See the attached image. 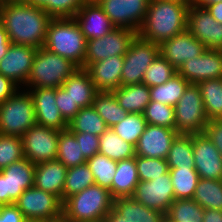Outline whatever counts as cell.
I'll use <instances>...</instances> for the list:
<instances>
[{
    "label": "cell",
    "mask_w": 222,
    "mask_h": 222,
    "mask_svg": "<svg viewBox=\"0 0 222 222\" xmlns=\"http://www.w3.org/2000/svg\"><path fill=\"white\" fill-rule=\"evenodd\" d=\"M97 3L117 28H128L134 32L142 26L149 0H99Z\"/></svg>",
    "instance_id": "13"
},
{
    "label": "cell",
    "mask_w": 222,
    "mask_h": 222,
    "mask_svg": "<svg viewBox=\"0 0 222 222\" xmlns=\"http://www.w3.org/2000/svg\"><path fill=\"white\" fill-rule=\"evenodd\" d=\"M222 0H192V5L199 8H206L209 5L221 2Z\"/></svg>",
    "instance_id": "56"
},
{
    "label": "cell",
    "mask_w": 222,
    "mask_h": 222,
    "mask_svg": "<svg viewBox=\"0 0 222 222\" xmlns=\"http://www.w3.org/2000/svg\"><path fill=\"white\" fill-rule=\"evenodd\" d=\"M165 215L137 202L133 197L113 200L112 210L103 222H164Z\"/></svg>",
    "instance_id": "20"
},
{
    "label": "cell",
    "mask_w": 222,
    "mask_h": 222,
    "mask_svg": "<svg viewBox=\"0 0 222 222\" xmlns=\"http://www.w3.org/2000/svg\"><path fill=\"white\" fill-rule=\"evenodd\" d=\"M204 133L211 142L218 148L222 155V119L209 120Z\"/></svg>",
    "instance_id": "49"
},
{
    "label": "cell",
    "mask_w": 222,
    "mask_h": 222,
    "mask_svg": "<svg viewBox=\"0 0 222 222\" xmlns=\"http://www.w3.org/2000/svg\"><path fill=\"white\" fill-rule=\"evenodd\" d=\"M87 0H50L52 18H71L81 9Z\"/></svg>",
    "instance_id": "46"
},
{
    "label": "cell",
    "mask_w": 222,
    "mask_h": 222,
    "mask_svg": "<svg viewBox=\"0 0 222 222\" xmlns=\"http://www.w3.org/2000/svg\"><path fill=\"white\" fill-rule=\"evenodd\" d=\"M47 222V221H46ZM48 222H69L68 220L64 219L63 217L58 220L48 221Z\"/></svg>",
    "instance_id": "58"
},
{
    "label": "cell",
    "mask_w": 222,
    "mask_h": 222,
    "mask_svg": "<svg viewBox=\"0 0 222 222\" xmlns=\"http://www.w3.org/2000/svg\"><path fill=\"white\" fill-rule=\"evenodd\" d=\"M36 50L32 46L11 43L0 60V74L13 81L19 88L22 86L24 89L23 86H26Z\"/></svg>",
    "instance_id": "17"
},
{
    "label": "cell",
    "mask_w": 222,
    "mask_h": 222,
    "mask_svg": "<svg viewBox=\"0 0 222 222\" xmlns=\"http://www.w3.org/2000/svg\"><path fill=\"white\" fill-rule=\"evenodd\" d=\"M193 199L204 209L222 210V179L200 178Z\"/></svg>",
    "instance_id": "37"
},
{
    "label": "cell",
    "mask_w": 222,
    "mask_h": 222,
    "mask_svg": "<svg viewBox=\"0 0 222 222\" xmlns=\"http://www.w3.org/2000/svg\"><path fill=\"white\" fill-rule=\"evenodd\" d=\"M26 220L53 221L62 218L63 202L55 195L31 187L14 203Z\"/></svg>",
    "instance_id": "9"
},
{
    "label": "cell",
    "mask_w": 222,
    "mask_h": 222,
    "mask_svg": "<svg viewBox=\"0 0 222 222\" xmlns=\"http://www.w3.org/2000/svg\"><path fill=\"white\" fill-rule=\"evenodd\" d=\"M19 89L13 81L0 74V104L10 98Z\"/></svg>",
    "instance_id": "51"
},
{
    "label": "cell",
    "mask_w": 222,
    "mask_h": 222,
    "mask_svg": "<svg viewBox=\"0 0 222 222\" xmlns=\"http://www.w3.org/2000/svg\"><path fill=\"white\" fill-rule=\"evenodd\" d=\"M175 108V130L178 134L193 135L204 133L208 123L200 87L189 84Z\"/></svg>",
    "instance_id": "7"
},
{
    "label": "cell",
    "mask_w": 222,
    "mask_h": 222,
    "mask_svg": "<svg viewBox=\"0 0 222 222\" xmlns=\"http://www.w3.org/2000/svg\"><path fill=\"white\" fill-rule=\"evenodd\" d=\"M203 222H222V210L204 209Z\"/></svg>",
    "instance_id": "53"
},
{
    "label": "cell",
    "mask_w": 222,
    "mask_h": 222,
    "mask_svg": "<svg viewBox=\"0 0 222 222\" xmlns=\"http://www.w3.org/2000/svg\"><path fill=\"white\" fill-rule=\"evenodd\" d=\"M177 135L175 129L147 124L135 146V154L141 157L166 159L172 141Z\"/></svg>",
    "instance_id": "19"
},
{
    "label": "cell",
    "mask_w": 222,
    "mask_h": 222,
    "mask_svg": "<svg viewBox=\"0 0 222 222\" xmlns=\"http://www.w3.org/2000/svg\"><path fill=\"white\" fill-rule=\"evenodd\" d=\"M60 131L41 125H34L22 136L24 158L35 165L56 160Z\"/></svg>",
    "instance_id": "12"
},
{
    "label": "cell",
    "mask_w": 222,
    "mask_h": 222,
    "mask_svg": "<svg viewBox=\"0 0 222 222\" xmlns=\"http://www.w3.org/2000/svg\"><path fill=\"white\" fill-rule=\"evenodd\" d=\"M79 67L44 47L36 50L26 88H58Z\"/></svg>",
    "instance_id": "5"
},
{
    "label": "cell",
    "mask_w": 222,
    "mask_h": 222,
    "mask_svg": "<svg viewBox=\"0 0 222 222\" xmlns=\"http://www.w3.org/2000/svg\"><path fill=\"white\" fill-rule=\"evenodd\" d=\"M80 108L90 107L99 92L90 75L83 68H78L61 86Z\"/></svg>",
    "instance_id": "26"
},
{
    "label": "cell",
    "mask_w": 222,
    "mask_h": 222,
    "mask_svg": "<svg viewBox=\"0 0 222 222\" xmlns=\"http://www.w3.org/2000/svg\"><path fill=\"white\" fill-rule=\"evenodd\" d=\"M55 100L61 116L67 123L71 121L81 109L62 87L55 88Z\"/></svg>",
    "instance_id": "47"
},
{
    "label": "cell",
    "mask_w": 222,
    "mask_h": 222,
    "mask_svg": "<svg viewBox=\"0 0 222 222\" xmlns=\"http://www.w3.org/2000/svg\"><path fill=\"white\" fill-rule=\"evenodd\" d=\"M86 45L87 40L74 17L51 19L47 28L45 49L71 60L82 68Z\"/></svg>",
    "instance_id": "4"
},
{
    "label": "cell",
    "mask_w": 222,
    "mask_h": 222,
    "mask_svg": "<svg viewBox=\"0 0 222 222\" xmlns=\"http://www.w3.org/2000/svg\"><path fill=\"white\" fill-rule=\"evenodd\" d=\"M175 199H193L199 175L195 167L169 168Z\"/></svg>",
    "instance_id": "36"
},
{
    "label": "cell",
    "mask_w": 222,
    "mask_h": 222,
    "mask_svg": "<svg viewBox=\"0 0 222 222\" xmlns=\"http://www.w3.org/2000/svg\"><path fill=\"white\" fill-rule=\"evenodd\" d=\"M160 54L176 69L187 60L199 57L205 46L187 30L159 45Z\"/></svg>",
    "instance_id": "21"
},
{
    "label": "cell",
    "mask_w": 222,
    "mask_h": 222,
    "mask_svg": "<svg viewBox=\"0 0 222 222\" xmlns=\"http://www.w3.org/2000/svg\"><path fill=\"white\" fill-rule=\"evenodd\" d=\"M168 1H177V2H180V3H185L187 5L192 4V0H168Z\"/></svg>",
    "instance_id": "57"
},
{
    "label": "cell",
    "mask_w": 222,
    "mask_h": 222,
    "mask_svg": "<svg viewBox=\"0 0 222 222\" xmlns=\"http://www.w3.org/2000/svg\"><path fill=\"white\" fill-rule=\"evenodd\" d=\"M26 218L15 204L2 205L0 208V222H25Z\"/></svg>",
    "instance_id": "50"
},
{
    "label": "cell",
    "mask_w": 222,
    "mask_h": 222,
    "mask_svg": "<svg viewBox=\"0 0 222 222\" xmlns=\"http://www.w3.org/2000/svg\"><path fill=\"white\" fill-rule=\"evenodd\" d=\"M164 222H173V221H170V220L165 216Z\"/></svg>",
    "instance_id": "60"
},
{
    "label": "cell",
    "mask_w": 222,
    "mask_h": 222,
    "mask_svg": "<svg viewBox=\"0 0 222 222\" xmlns=\"http://www.w3.org/2000/svg\"><path fill=\"white\" fill-rule=\"evenodd\" d=\"M136 166L139 181L154 180L169 172L166 159L149 158L136 155Z\"/></svg>",
    "instance_id": "45"
},
{
    "label": "cell",
    "mask_w": 222,
    "mask_h": 222,
    "mask_svg": "<svg viewBox=\"0 0 222 222\" xmlns=\"http://www.w3.org/2000/svg\"><path fill=\"white\" fill-rule=\"evenodd\" d=\"M143 116L147 124L175 129V108L157 101H150Z\"/></svg>",
    "instance_id": "43"
},
{
    "label": "cell",
    "mask_w": 222,
    "mask_h": 222,
    "mask_svg": "<svg viewBox=\"0 0 222 222\" xmlns=\"http://www.w3.org/2000/svg\"><path fill=\"white\" fill-rule=\"evenodd\" d=\"M35 164L27 158L11 163L0 171V204H14L20 195L34 186Z\"/></svg>",
    "instance_id": "10"
},
{
    "label": "cell",
    "mask_w": 222,
    "mask_h": 222,
    "mask_svg": "<svg viewBox=\"0 0 222 222\" xmlns=\"http://www.w3.org/2000/svg\"><path fill=\"white\" fill-rule=\"evenodd\" d=\"M166 161L169 168L195 167L193 135L178 134L172 141Z\"/></svg>",
    "instance_id": "31"
},
{
    "label": "cell",
    "mask_w": 222,
    "mask_h": 222,
    "mask_svg": "<svg viewBox=\"0 0 222 222\" xmlns=\"http://www.w3.org/2000/svg\"><path fill=\"white\" fill-rule=\"evenodd\" d=\"M189 84L186 79L177 73L166 83L149 87L151 100L175 106Z\"/></svg>",
    "instance_id": "33"
},
{
    "label": "cell",
    "mask_w": 222,
    "mask_h": 222,
    "mask_svg": "<svg viewBox=\"0 0 222 222\" xmlns=\"http://www.w3.org/2000/svg\"><path fill=\"white\" fill-rule=\"evenodd\" d=\"M110 191L97 184L63 201L62 217L69 222H101L113 208Z\"/></svg>",
    "instance_id": "3"
},
{
    "label": "cell",
    "mask_w": 222,
    "mask_h": 222,
    "mask_svg": "<svg viewBox=\"0 0 222 222\" xmlns=\"http://www.w3.org/2000/svg\"><path fill=\"white\" fill-rule=\"evenodd\" d=\"M51 19L44 9L19 0H8L0 5V21L12 44L44 47Z\"/></svg>",
    "instance_id": "1"
},
{
    "label": "cell",
    "mask_w": 222,
    "mask_h": 222,
    "mask_svg": "<svg viewBox=\"0 0 222 222\" xmlns=\"http://www.w3.org/2000/svg\"><path fill=\"white\" fill-rule=\"evenodd\" d=\"M147 122L143 114L128 113L119 123L112 126V130L124 141L136 146L141 134L146 128Z\"/></svg>",
    "instance_id": "41"
},
{
    "label": "cell",
    "mask_w": 222,
    "mask_h": 222,
    "mask_svg": "<svg viewBox=\"0 0 222 222\" xmlns=\"http://www.w3.org/2000/svg\"><path fill=\"white\" fill-rule=\"evenodd\" d=\"M211 16L222 24V1L206 7Z\"/></svg>",
    "instance_id": "54"
},
{
    "label": "cell",
    "mask_w": 222,
    "mask_h": 222,
    "mask_svg": "<svg viewBox=\"0 0 222 222\" xmlns=\"http://www.w3.org/2000/svg\"><path fill=\"white\" fill-rule=\"evenodd\" d=\"M92 106L109 128L119 123L128 114L119 105L113 92L99 91L95 96Z\"/></svg>",
    "instance_id": "32"
},
{
    "label": "cell",
    "mask_w": 222,
    "mask_h": 222,
    "mask_svg": "<svg viewBox=\"0 0 222 222\" xmlns=\"http://www.w3.org/2000/svg\"><path fill=\"white\" fill-rule=\"evenodd\" d=\"M72 133L80 143L81 152L86 160L99 153V136L82 132Z\"/></svg>",
    "instance_id": "48"
},
{
    "label": "cell",
    "mask_w": 222,
    "mask_h": 222,
    "mask_svg": "<svg viewBox=\"0 0 222 222\" xmlns=\"http://www.w3.org/2000/svg\"><path fill=\"white\" fill-rule=\"evenodd\" d=\"M93 184H95V179L87 163L68 168L64 184L63 201Z\"/></svg>",
    "instance_id": "38"
},
{
    "label": "cell",
    "mask_w": 222,
    "mask_h": 222,
    "mask_svg": "<svg viewBox=\"0 0 222 222\" xmlns=\"http://www.w3.org/2000/svg\"><path fill=\"white\" fill-rule=\"evenodd\" d=\"M23 158L21 137L0 134V171Z\"/></svg>",
    "instance_id": "44"
},
{
    "label": "cell",
    "mask_w": 222,
    "mask_h": 222,
    "mask_svg": "<svg viewBox=\"0 0 222 222\" xmlns=\"http://www.w3.org/2000/svg\"><path fill=\"white\" fill-rule=\"evenodd\" d=\"M177 70L161 55L148 66L144 73L142 83L148 87H154L166 83Z\"/></svg>",
    "instance_id": "42"
},
{
    "label": "cell",
    "mask_w": 222,
    "mask_h": 222,
    "mask_svg": "<svg viewBox=\"0 0 222 222\" xmlns=\"http://www.w3.org/2000/svg\"><path fill=\"white\" fill-rule=\"evenodd\" d=\"M159 54L158 44L143 39L137 34L132 40L128 52L124 55L120 85L142 83L146 69Z\"/></svg>",
    "instance_id": "8"
},
{
    "label": "cell",
    "mask_w": 222,
    "mask_h": 222,
    "mask_svg": "<svg viewBox=\"0 0 222 222\" xmlns=\"http://www.w3.org/2000/svg\"><path fill=\"white\" fill-rule=\"evenodd\" d=\"M177 73L190 84L222 78V50L205 49L199 57L185 61Z\"/></svg>",
    "instance_id": "16"
},
{
    "label": "cell",
    "mask_w": 222,
    "mask_h": 222,
    "mask_svg": "<svg viewBox=\"0 0 222 222\" xmlns=\"http://www.w3.org/2000/svg\"><path fill=\"white\" fill-rule=\"evenodd\" d=\"M57 160L63 163L67 168L82 165L87 162L81 152L80 143L68 128L60 131Z\"/></svg>",
    "instance_id": "35"
},
{
    "label": "cell",
    "mask_w": 222,
    "mask_h": 222,
    "mask_svg": "<svg viewBox=\"0 0 222 222\" xmlns=\"http://www.w3.org/2000/svg\"><path fill=\"white\" fill-rule=\"evenodd\" d=\"M10 45L11 41L9 40L8 34L0 21V60L4 57Z\"/></svg>",
    "instance_id": "52"
},
{
    "label": "cell",
    "mask_w": 222,
    "mask_h": 222,
    "mask_svg": "<svg viewBox=\"0 0 222 222\" xmlns=\"http://www.w3.org/2000/svg\"><path fill=\"white\" fill-rule=\"evenodd\" d=\"M132 197L146 207L166 215L175 200L170 172L154 180L139 181Z\"/></svg>",
    "instance_id": "14"
},
{
    "label": "cell",
    "mask_w": 222,
    "mask_h": 222,
    "mask_svg": "<svg viewBox=\"0 0 222 222\" xmlns=\"http://www.w3.org/2000/svg\"><path fill=\"white\" fill-rule=\"evenodd\" d=\"M193 154L199 178L222 179V155L205 133L193 134Z\"/></svg>",
    "instance_id": "18"
},
{
    "label": "cell",
    "mask_w": 222,
    "mask_h": 222,
    "mask_svg": "<svg viewBox=\"0 0 222 222\" xmlns=\"http://www.w3.org/2000/svg\"><path fill=\"white\" fill-rule=\"evenodd\" d=\"M197 85L208 120L222 119V78L203 80Z\"/></svg>",
    "instance_id": "30"
},
{
    "label": "cell",
    "mask_w": 222,
    "mask_h": 222,
    "mask_svg": "<svg viewBox=\"0 0 222 222\" xmlns=\"http://www.w3.org/2000/svg\"><path fill=\"white\" fill-rule=\"evenodd\" d=\"M74 19L80 26L86 40L101 38L115 28L97 2L87 1L76 13Z\"/></svg>",
    "instance_id": "23"
},
{
    "label": "cell",
    "mask_w": 222,
    "mask_h": 222,
    "mask_svg": "<svg viewBox=\"0 0 222 222\" xmlns=\"http://www.w3.org/2000/svg\"><path fill=\"white\" fill-rule=\"evenodd\" d=\"M26 4L44 9L50 15V0H19Z\"/></svg>",
    "instance_id": "55"
},
{
    "label": "cell",
    "mask_w": 222,
    "mask_h": 222,
    "mask_svg": "<svg viewBox=\"0 0 222 222\" xmlns=\"http://www.w3.org/2000/svg\"><path fill=\"white\" fill-rule=\"evenodd\" d=\"M33 98L36 123L59 131L68 128L55 100V88H27Z\"/></svg>",
    "instance_id": "22"
},
{
    "label": "cell",
    "mask_w": 222,
    "mask_h": 222,
    "mask_svg": "<svg viewBox=\"0 0 222 222\" xmlns=\"http://www.w3.org/2000/svg\"><path fill=\"white\" fill-rule=\"evenodd\" d=\"M137 32L128 28L115 27L103 37L87 40L83 69L111 56H124Z\"/></svg>",
    "instance_id": "11"
},
{
    "label": "cell",
    "mask_w": 222,
    "mask_h": 222,
    "mask_svg": "<svg viewBox=\"0 0 222 222\" xmlns=\"http://www.w3.org/2000/svg\"><path fill=\"white\" fill-rule=\"evenodd\" d=\"M112 92L119 105L128 113L143 114L151 101L150 88L143 83L120 86Z\"/></svg>",
    "instance_id": "28"
},
{
    "label": "cell",
    "mask_w": 222,
    "mask_h": 222,
    "mask_svg": "<svg viewBox=\"0 0 222 222\" xmlns=\"http://www.w3.org/2000/svg\"><path fill=\"white\" fill-rule=\"evenodd\" d=\"M124 56H111L88 65L85 70L90 75L98 91L112 92L120 87Z\"/></svg>",
    "instance_id": "24"
},
{
    "label": "cell",
    "mask_w": 222,
    "mask_h": 222,
    "mask_svg": "<svg viewBox=\"0 0 222 222\" xmlns=\"http://www.w3.org/2000/svg\"><path fill=\"white\" fill-rule=\"evenodd\" d=\"M189 6L177 1L149 0L144 22L137 34L160 45L187 30Z\"/></svg>",
    "instance_id": "2"
},
{
    "label": "cell",
    "mask_w": 222,
    "mask_h": 222,
    "mask_svg": "<svg viewBox=\"0 0 222 222\" xmlns=\"http://www.w3.org/2000/svg\"><path fill=\"white\" fill-rule=\"evenodd\" d=\"M36 124L33 98L28 90H17L0 104V134L21 137Z\"/></svg>",
    "instance_id": "6"
},
{
    "label": "cell",
    "mask_w": 222,
    "mask_h": 222,
    "mask_svg": "<svg viewBox=\"0 0 222 222\" xmlns=\"http://www.w3.org/2000/svg\"><path fill=\"white\" fill-rule=\"evenodd\" d=\"M187 31L203 43L206 49L222 50V24L206 8L192 4L189 6Z\"/></svg>",
    "instance_id": "15"
},
{
    "label": "cell",
    "mask_w": 222,
    "mask_h": 222,
    "mask_svg": "<svg viewBox=\"0 0 222 222\" xmlns=\"http://www.w3.org/2000/svg\"><path fill=\"white\" fill-rule=\"evenodd\" d=\"M204 208L194 199H175L165 215L173 222H203Z\"/></svg>",
    "instance_id": "39"
},
{
    "label": "cell",
    "mask_w": 222,
    "mask_h": 222,
    "mask_svg": "<svg viewBox=\"0 0 222 222\" xmlns=\"http://www.w3.org/2000/svg\"><path fill=\"white\" fill-rule=\"evenodd\" d=\"M25 222H46V221H41V220H26Z\"/></svg>",
    "instance_id": "59"
},
{
    "label": "cell",
    "mask_w": 222,
    "mask_h": 222,
    "mask_svg": "<svg viewBox=\"0 0 222 222\" xmlns=\"http://www.w3.org/2000/svg\"><path fill=\"white\" fill-rule=\"evenodd\" d=\"M67 167L59 160L35 165L34 187L57 196L63 202Z\"/></svg>",
    "instance_id": "25"
},
{
    "label": "cell",
    "mask_w": 222,
    "mask_h": 222,
    "mask_svg": "<svg viewBox=\"0 0 222 222\" xmlns=\"http://www.w3.org/2000/svg\"><path fill=\"white\" fill-rule=\"evenodd\" d=\"M99 153L114 160H126L136 156L135 146L124 141L118 134L108 128L99 136Z\"/></svg>",
    "instance_id": "29"
},
{
    "label": "cell",
    "mask_w": 222,
    "mask_h": 222,
    "mask_svg": "<svg viewBox=\"0 0 222 222\" xmlns=\"http://www.w3.org/2000/svg\"><path fill=\"white\" fill-rule=\"evenodd\" d=\"M109 127L93 106L81 108L75 117L68 122L71 132L90 133L100 136Z\"/></svg>",
    "instance_id": "34"
},
{
    "label": "cell",
    "mask_w": 222,
    "mask_h": 222,
    "mask_svg": "<svg viewBox=\"0 0 222 222\" xmlns=\"http://www.w3.org/2000/svg\"><path fill=\"white\" fill-rule=\"evenodd\" d=\"M94 176L95 184L106 188L111 194V185L116 173L117 161L97 153L86 162Z\"/></svg>",
    "instance_id": "40"
},
{
    "label": "cell",
    "mask_w": 222,
    "mask_h": 222,
    "mask_svg": "<svg viewBox=\"0 0 222 222\" xmlns=\"http://www.w3.org/2000/svg\"><path fill=\"white\" fill-rule=\"evenodd\" d=\"M5 1H8V0H0V5H1L2 3H4Z\"/></svg>",
    "instance_id": "61"
},
{
    "label": "cell",
    "mask_w": 222,
    "mask_h": 222,
    "mask_svg": "<svg viewBox=\"0 0 222 222\" xmlns=\"http://www.w3.org/2000/svg\"><path fill=\"white\" fill-rule=\"evenodd\" d=\"M87 1H89V2H97L99 0H87Z\"/></svg>",
    "instance_id": "62"
},
{
    "label": "cell",
    "mask_w": 222,
    "mask_h": 222,
    "mask_svg": "<svg viewBox=\"0 0 222 222\" xmlns=\"http://www.w3.org/2000/svg\"><path fill=\"white\" fill-rule=\"evenodd\" d=\"M138 183L135 157L117 161L116 173L111 185L112 198L132 197Z\"/></svg>",
    "instance_id": "27"
}]
</instances>
